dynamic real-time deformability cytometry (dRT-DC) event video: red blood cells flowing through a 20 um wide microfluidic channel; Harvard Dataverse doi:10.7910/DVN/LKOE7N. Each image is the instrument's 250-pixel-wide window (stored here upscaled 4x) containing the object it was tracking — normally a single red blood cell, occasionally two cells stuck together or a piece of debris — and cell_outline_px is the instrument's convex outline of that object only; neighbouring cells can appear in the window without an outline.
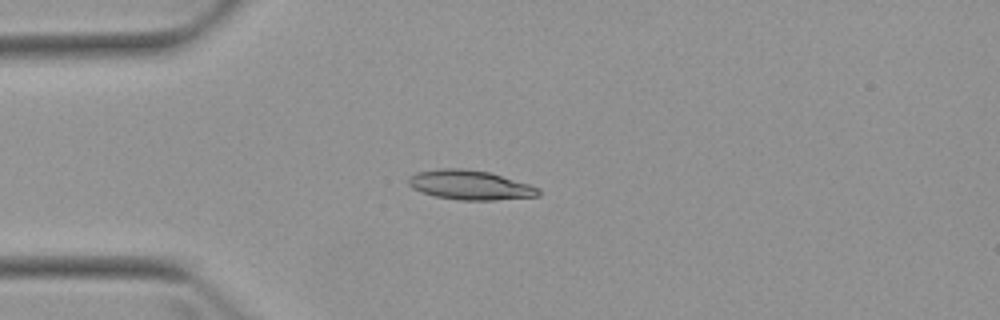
{"species": "Egyptian fruit bat (a non-hibernating species)", "species_latin": "Rousettus aegyptiacus", "temperature_condition": "warm", "stored_images_in_passage": 3, "camera_frame_rate_fps": 3000, "um_per_image_px": 0.085, "animal": {"sex": "female"}, "frame": {"image": 1, "passage_image": 3, "time_ms": 3.333, "image_size_px": [1000, 320], "cell_outline_px": [[540, 196], [496, 200], [460, 200], [436, 196], [412, 188], [408, 184], [408, 180], [416, 172], [440, 168], [460, 168], [488, 172], [528, 184], [540, 188]], "centroid_in_image_um": [39.97, 15.73], "position_along_channel_um": 45.0, "area_um2": 22.08}}